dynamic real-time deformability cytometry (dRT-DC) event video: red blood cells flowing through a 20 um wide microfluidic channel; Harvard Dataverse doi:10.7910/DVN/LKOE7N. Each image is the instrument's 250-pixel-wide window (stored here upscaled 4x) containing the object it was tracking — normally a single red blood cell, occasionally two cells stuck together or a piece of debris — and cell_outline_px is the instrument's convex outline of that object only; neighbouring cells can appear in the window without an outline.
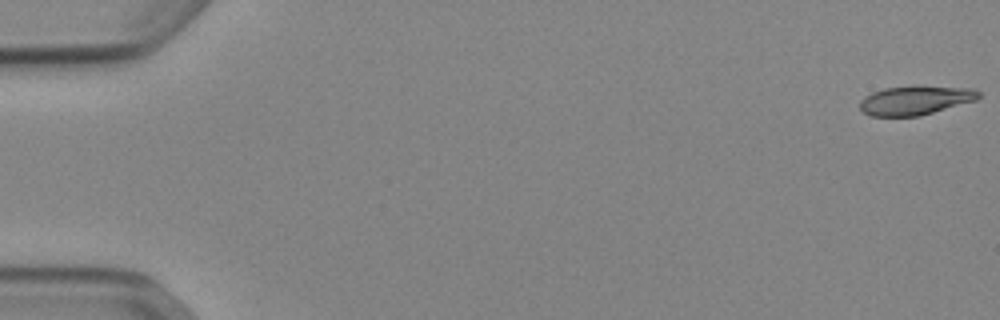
{"species": "Egyptian fruit bat (a non-hibernating species)", "species_latin": "Rousettus aegyptiacus", "temperature_condition": "cold", "stored_images_in_passage": 53, "camera_frame_rate_fps": 3000, "um_per_image_px": 0.085, "animal": {"sex": "female"}, "frame": {"image": 1, "passage_image": 1, "time_ms": 0.0, "image_size_px": [1000, 320], "cell_outline_px": [[980, 96], [976, 100], [920, 116], [872, 116], [864, 112], [860, 108], [860, 100], [864, 96], [872, 92], [884, 88], [912, 84], [976, 88], [980, 92]], "centroid_in_image_um": [77.83, 8.48], "position_along_channel_um": 7.2, "area_um2": 20.69}}
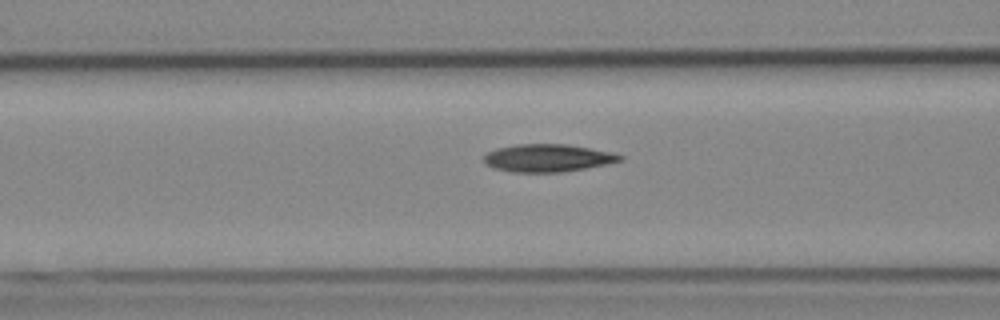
{"frame": {"image": 2, "passage_image": 22, "time_ms": 7.0, "image_size_px": [1000, 320], "cell_outline_px": [[624, 160], [584, 168], [560, 172], [512, 172], [496, 168], [484, 164], [484, 156], [488, 152], [496, 148], [516, 144], [568, 144], [612, 152], [624, 156]], "centroid_in_image_um": [46.55, 13.42], "position_along_channel_um": 120.1, "area_um2": 21.85}}
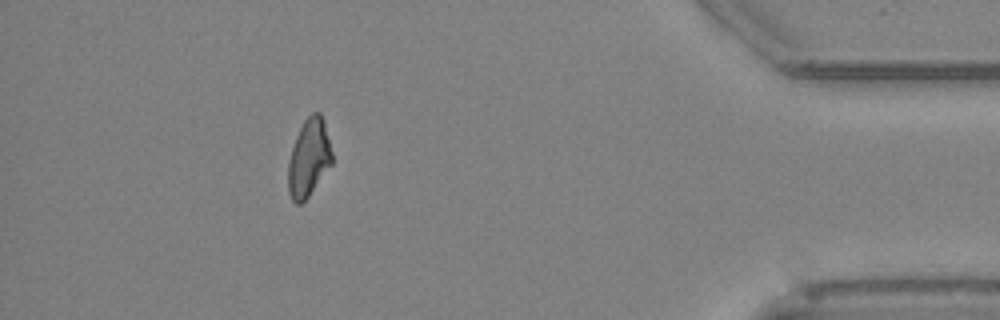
{"frame": {"image": 3, "passage_image": 48, "time_ms": 15.667, "image_size_px": [1000, 320], "cell_outline_px": [[332, 164], [308, 196], [300, 204], [296, 204], [292, 200], [288, 192], [288, 164], [292, 148], [296, 136], [304, 120], [312, 112], [320, 112], [324, 120], [332, 152]], "centroid_in_image_um": [26.25, 13.41], "position_along_channel_um": 409.0, "area_um2": 19.77}, "authors_computed_cell_mechanics": {"area_um2": 20.9814, "velocity_mm_per_s": 3.8921, "shape_relaxation_time_tau1_ms": 9.1267, "shape_relaxation_time_tau2_ms": 4.7859, "deformation_change_tau1": 0.2333, "deformation_change_tau2": 0.1278}}